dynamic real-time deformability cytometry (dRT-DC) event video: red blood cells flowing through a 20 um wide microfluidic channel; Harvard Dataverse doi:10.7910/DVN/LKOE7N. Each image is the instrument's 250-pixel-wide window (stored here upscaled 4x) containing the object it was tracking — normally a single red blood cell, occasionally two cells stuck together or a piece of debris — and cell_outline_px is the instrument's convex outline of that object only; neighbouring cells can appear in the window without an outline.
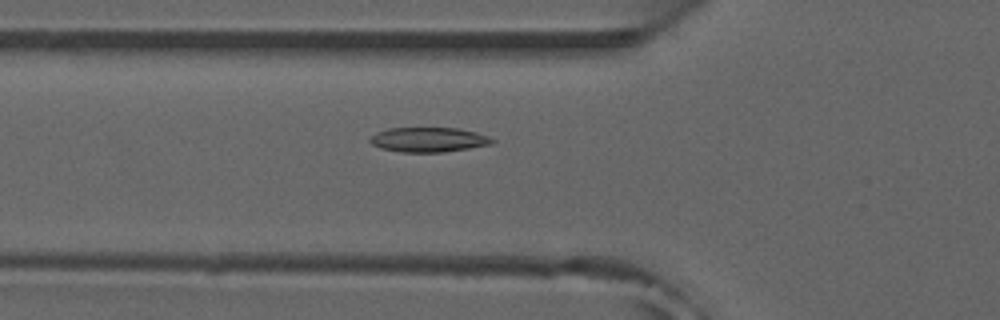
{"species": "common noctule bat (a hibernating species)", "species_latin": "Nyctalus noctula", "temperature_condition": "room temperature", "stored_images_in_passage": 49, "camera_frame_rate_fps": 3000, "um_per_image_px": 0.085, "animal": {"sex": "male", "forearm_length_mm": 52.5}, "frame": {"image": 1, "passage_image": 15, "time_ms": 4.667, "image_size_px": [1000, 320], "cell_outline_px": [[496, 140], [492, 144], [468, 148], [440, 152], [400, 152], [380, 148], [372, 144], [368, 140], [376, 132], [388, 128], [456, 128], [476, 132], [488, 136]], "centroid_in_image_um": [36.41, 11.87], "position_along_channel_um": 89.4, "area_um2": 17.51}, "authors_computed_cell_mechanics": {"area_um2": 16.9354, "velocity_mm_per_s": 3.9396, "shape_relaxation_time_tau1_ms": 7.9042, "shape_relaxation_time_tau2_ms": 2.7448, "deformation_change_tau1": 0.1831, "deformation_change_tau2": 0.0612}}